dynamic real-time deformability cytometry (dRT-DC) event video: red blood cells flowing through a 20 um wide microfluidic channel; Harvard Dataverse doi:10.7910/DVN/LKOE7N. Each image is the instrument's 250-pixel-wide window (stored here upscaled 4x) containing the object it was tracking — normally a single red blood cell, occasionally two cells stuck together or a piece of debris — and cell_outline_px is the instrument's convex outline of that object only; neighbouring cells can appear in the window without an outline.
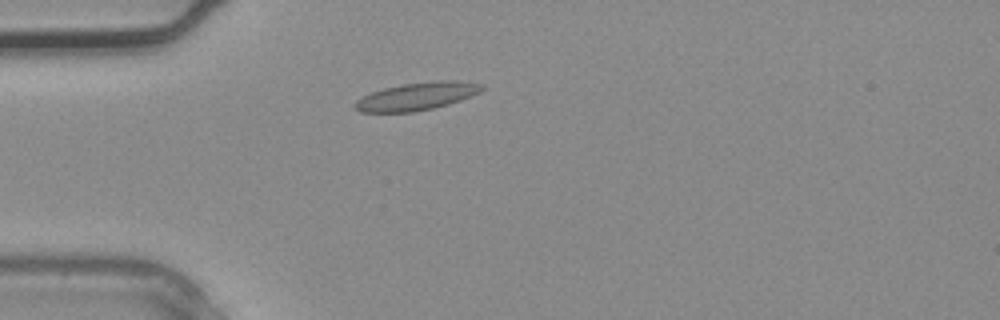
{"species": "common noctule bat (a hibernating species)", "species_latin": "Nyctalus noctula", "temperature_condition": "warm", "stored_images_in_passage": 1, "camera_frame_rate_fps": 3000, "um_per_image_px": 0.085, "animal": {"sex": "male", "body_mass_g": 20.4}, "frame": {"image": 1, "passage_image": 1, "time_ms": 0.0, "image_size_px": [1000, 320], "cell_outline_px": [[484, 88], [480, 92], [460, 100], [448, 104], [432, 108], [412, 112], [360, 112], [352, 108], [352, 104], [356, 100], [372, 92], [384, 88], [404, 84], [444, 80], [484, 84]], "centroid_in_image_um": [35.38, 8.2], "position_along_channel_um": 49.6, "area_um2": 20.23}}